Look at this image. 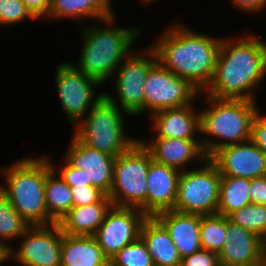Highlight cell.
I'll list each match as a JSON object with an SVG mask.
<instances>
[{"label": "cell", "instance_id": "1", "mask_svg": "<svg viewBox=\"0 0 266 266\" xmlns=\"http://www.w3.org/2000/svg\"><path fill=\"white\" fill-rule=\"evenodd\" d=\"M234 37L222 38L213 78L202 93L257 101L254 91L266 77V41L247 32Z\"/></svg>", "mask_w": 266, "mask_h": 266}, {"label": "cell", "instance_id": "2", "mask_svg": "<svg viewBox=\"0 0 266 266\" xmlns=\"http://www.w3.org/2000/svg\"><path fill=\"white\" fill-rule=\"evenodd\" d=\"M190 28L172 23L149 46L163 67L203 92L213 78L222 38Z\"/></svg>", "mask_w": 266, "mask_h": 266}, {"label": "cell", "instance_id": "3", "mask_svg": "<svg viewBox=\"0 0 266 266\" xmlns=\"http://www.w3.org/2000/svg\"><path fill=\"white\" fill-rule=\"evenodd\" d=\"M115 17L101 21V24H105L102 27L89 26L88 23L87 26H79L80 38L83 41L80 47V60L73 65L103 85L110 80L117 67L131 52H134L132 46L143 33V29L137 25L129 28L116 26Z\"/></svg>", "mask_w": 266, "mask_h": 266}, {"label": "cell", "instance_id": "4", "mask_svg": "<svg viewBox=\"0 0 266 266\" xmlns=\"http://www.w3.org/2000/svg\"><path fill=\"white\" fill-rule=\"evenodd\" d=\"M202 95L207 106L200 111V143L207 158L222 147L250 140L253 119L261 111L256 101Z\"/></svg>", "mask_w": 266, "mask_h": 266}, {"label": "cell", "instance_id": "5", "mask_svg": "<svg viewBox=\"0 0 266 266\" xmlns=\"http://www.w3.org/2000/svg\"><path fill=\"white\" fill-rule=\"evenodd\" d=\"M11 163L0 168L5 178V186L0 184L1 193L30 226L54 224L44 196L46 174L52 169L47 155L23 157Z\"/></svg>", "mask_w": 266, "mask_h": 266}, {"label": "cell", "instance_id": "6", "mask_svg": "<svg viewBox=\"0 0 266 266\" xmlns=\"http://www.w3.org/2000/svg\"><path fill=\"white\" fill-rule=\"evenodd\" d=\"M125 116L130 117L104 96L74 126L72 136L89 147L117 157L139 140L124 133Z\"/></svg>", "mask_w": 266, "mask_h": 266}, {"label": "cell", "instance_id": "7", "mask_svg": "<svg viewBox=\"0 0 266 266\" xmlns=\"http://www.w3.org/2000/svg\"><path fill=\"white\" fill-rule=\"evenodd\" d=\"M152 161L149 151L139 140L115 158L108 195L113 206L138 208L147 215L146 178Z\"/></svg>", "mask_w": 266, "mask_h": 266}, {"label": "cell", "instance_id": "8", "mask_svg": "<svg viewBox=\"0 0 266 266\" xmlns=\"http://www.w3.org/2000/svg\"><path fill=\"white\" fill-rule=\"evenodd\" d=\"M220 181L221 174L209 158L198 168L182 171L174 210L198 215L216 214Z\"/></svg>", "mask_w": 266, "mask_h": 266}, {"label": "cell", "instance_id": "9", "mask_svg": "<svg viewBox=\"0 0 266 266\" xmlns=\"http://www.w3.org/2000/svg\"><path fill=\"white\" fill-rule=\"evenodd\" d=\"M142 52V53H141ZM157 62L156 53L147 46L138 53H131L115 71L114 89L116 97L105 93V97L128 115L135 117L144 113V83L148 70Z\"/></svg>", "mask_w": 266, "mask_h": 266}, {"label": "cell", "instance_id": "10", "mask_svg": "<svg viewBox=\"0 0 266 266\" xmlns=\"http://www.w3.org/2000/svg\"><path fill=\"white\" fill-rule=\"evenodd\" d=\"M55 67L53 78L58 100L67 120L75 126L105 96L95 90L102 84L78 70L73 63L61 62Z\"/></svg>", "mask_w": 266, "mask_h": 266}, {"label": "cell", "instance_id": "11", "mask_svg": "<svg viewBox=\"0 0 266 266\" xmlns=\"http://www.w3.org/2000/svg\"><path fill=\"white\" fill-rule=\"evenodd\" d=\"M200 91L158 61L148 70L144 83V113L193 104Z\"/></svg>", "mask_w": 266, "mask_h": 266}, {"label": "cell", "instance_id": "12", "mask_svg": "<svg viewBox=\"0 0 266 266\" xmlns=\"http://www.w3.org/2000/svg\"><path fill=\"white\" fill-rule=\"evenodd\" d=\"M19 246L8 250V261L19 266H61L62 231L58 223L30 226Z\"/></svg>", "mask_w": 266, "mask_h": 266}, {"label": "cell", "instance_id": "13", "mask_svg": "<svg viewBox=\"0 0 266 266\" xmlns=\"http://www.w3.org/2000/svg\"><path fill=\"white\" fill-rule=\"evenodd\" d=\"M147 217L138 208L112 205L93 237L110 260L123 247L140 238Z\"/></svg>", "mask_w": 266, "mask_h": 266}, {"label": "cell", "instance_id": "14", "mask_svg": "<svg viewBox=\"0 0 266 266\" xmlns=\"http://www.w3.org/2000/svg\"><path fill=\"white\" fill-rule=\"evenodd\" d=\"M209 159L221 176L246 179L266 176V154L251 140L222 147Z\"/></svg>", "mask_w": 266, "mask_h": 266}, {"label": "cell", "instance_id": "15", "mask_svg": "<svg viewBox=\"0 0 266 266\" xmlns=\"http://www.w3.org/2000/svg\"><path fill=\"white\" fill-rule=\"evenodd\" d=\"M67 147L64 158L73 167L85 170L87 181L109 195L116 157L89 147L77 141L73 136Z\"/></svg>", "mask_w": 266, "mask_h": 266}, {"label": "cell", "instance_id": "16", "mask_svg": "<svg viewBox=\"0 0 266 266\" xmlns=\"http://www.w3.org/2000/svg\"><path fill=\"white\" fill-rule=\"evenodd\" d=\"M149 151L152 160L179 170L186 171L187 165L193 161L202 164L207 156L198 139L152 138L139 139ZM191 161V162H190Z\"/></svg>", "mask_w": 266, "mask_h": 266}, {"label": "cell", "instance_id": "17", "mask_svg": "<svg viewBox=\"0 0 266 266\" xmlns=\"http://www.w3.org/2000/svg\"><path fill=\"white\" fill-rule=\"evenodd\" d=\"M218 255L221 266H260L263 263V239L227 218L226 241Z\"/></svg>", "mask_w": 266, "mask_h": 266}, {"label": "cell", "instance_id": "18", "mask_svg": "<svg viewBox=\"0 0 266 266\" xmlns=\"http://www.w3.org/2000/svg\"><path fill=\"white\" fill-rule=\"evenodd\" d=\"M180 174L175 168L155 161L150 163L146 178L148 217H154L162 211L174 210Z\"/></svg>", "mask_w": 266, "mask_h": 266}, {"label": "cell", "instance_id": "19", "mask_svg": "<svg viewBox=\"0 0 266 266\" xmlns=\"http://www.w3.org/2000/svg\"><path fill=\"white\" fill-rule=\"evenodd\" d=\"M194 103L179 108L163 109L149 116L155 138H200V111ZM198 134V136H196ZM196 136V137H195Z\"/></svg>", "mask_w": 266, "mask_h": 266}, {"label": "cell", "instance_id": "20", "mask_svg": "<svg viewBox=\"0 0 266 266\" xmlns=\"http://www.w3.org/2000/svg\"><path fill=\"white\" fill-rule=\"evenodd\" d=\"M154 217L168 231L181 258L202 250L200 242L201 215L166 210Z\"/></svg>", "mask_w": 266, "mask_h": 266}, {"label": "cell", "instance_id": "21", "mask_svg": "<svg viewBox=\"0 0 266 266\" xmlns=\"http://www.w3.org/2000/svg\"><path fill=\"white\" fill-rule=\"evenodd\" d=\"M112 202L106 195L100 202L72 207L58 222L63 234L93 236L104 221Z\"/></svg>", "mask_w": 266, "mask_h": 266}, {"label": "cell", "instance_id": "22", "mask_svg": "<svg viewBox=\"0 0 266 266\" xmlns=\"http://www.w3.org/2000/svg\"><path fill=\"white\" fill-rule=\"evenodd\" d=\"M111 3L112 0H51L47 18L50 20L70 18L81 26L86 19L98 20L100 24V21L116 16Z\"/></svg>", "mask_w": 266, "mask_h": 266}, {"label": "cell", "instance_id": "23", "mask_svg": "<svg viewBox=\"0 0 266 266\" xmlns=\"http://www.w3.org/2000/svg\"><path fill=\"white\" fill-rule=\"evenodd\" d=\"M140 238L146 244L154 266H177L181 264L182 258L168 231L155 217H147L144 221Z\"/></svg>", "mask_w": 266, "mask_h": 266}, {"label": "cell", "instance_id": "24", "mask_svg": "<svg viewBox=\"0 0 266 266\" xmlns=\"http://www.w3.org/2000/svg\"><path fill=\"white\" fill-rule=\"evenodd\" d=\"M61 266H109V259L93 236L62 233Z\"/></svg>", "mask_w": 266, "mask_h": 266}, {"label": "cell", "instance_id": "25", "mask_svg": "<svg viewBox=\"0 0 266 266\" xmlns=\"http://www.w3.org/2000/svg\"><path fill=\"white\" fill-rule=\"evenodd\" d=\"M44 196L49 217L55 223L73 207L70 186L53 168L46 174Z\"/></svg>", "mask_w": 266, "mask_h": 266}, {"label": "cell", "instance_id": "26", "mask_svg": "<svg viewBox=\"0 0 266 266\" xmlns=\"http://www.w3.org/2000/svg\"><path fill=\"white\" fill-rule=\"evenodd\" d=\"M250 179L221 176L217 214L228 216L251 203Z\"/></svg>", "mask_w": 266, "mask_h": 266}, {"label": "cell", "instance_id": "27", "mask_svg": "<svg viewBox=\"0 0 266 266\" xmlns=\"http://www.w3.org/2000/svg\"><path fill=\"white\" fill-rule=\"evenodd\" d=\"M29 227L30 224L20 216L0 191V244L8 250L11 247L8 242L20 238Z\"/></svg>", "mask_w": 266, "mask_h": 266}, {"label": "cell", "instance_id": "28", "mask_svg": "<svg viewBox=\"0 0 266 266\" xmlns=\"http://www.w3.org/2000/svg\"><path fill=\"white\" fill-rule=\"evenodd\" d=\"M227 236V217L220 214L201 215L200 242L203 250L219 253Z\"/></svg>", "mask_w": 266, "mask_h": 266}, {"label": "cell", "instance_id": "29", "mask_svg": "<svg viewBox=\"0 0 266 266\" xmlns=\"http://www.w3.org/2000/svg\"><path fill=\"white\" fill-rule=\"evenodd\" d=\"M228 220L251 232L263 240L266 238V205L250 203L227 216Z\"/></svg>", "mask_w": 266, "mask_h": 266}, {"label": "cell", "instance_id": "30", "mask_svg": "<svg viewBox=\"0 0 266 266\" xmlns=\"http://www.w3.org/2000/svg\"><path fill=\"white\" fill-rule=\"evenodd\" d=\"M109 266H154V263L146 244L139 238L111 257Z\"/></svg>", "mask_w": 266, "mask_h": 266}, {"label": "cell", "instance_id": "31", "mask_svg": "<svg viewBox=\"0 0 266 266\" xmlns=\"http://www.w3.org/2000/svg\"><path fill=\"white\" fill-rule=\"evenodd\" d=\"M27 19L37 20L22 0H0V27L16 25Z\"/></svg>", "mask_w": 266, "mask_h": 266}, {"label": "cell", "instance_id": "32", "mask_svg": "<svg viewBox=\"0 0 266 266\" xmlns=\"http://www.w3.org/2000/svg\"><path fill=\"white\" fill-rule=\"evenodd\" d=\"M52 168L61 176V178L70 186V187H81L85 185H91L90 181H87V176L85 170H79L73 167L65 158H63V164L56 166L54 161L50 159ZM59 170V171H58Z\"/></svg>", "mask_w": 266, "mask_h": 266}, {"label": "cell", "instance_id": "33", "mask_svg": "<svg viewBox=\"0 0 266 266\" xmlns=\"http://www.w3.org/2000/svg\"><path fill=\"white\" fill-rule=\"evenodd\" d=\"M73 207L100 202L106 194L92 185L70 187Z\"/></svg>", "mask_w": 266, "mask_h": 266}, {"label": "cell", "instance_id": "34", "mask_svg": "<svg viewBox=\"0 0 266 266\" xmlns=\"http://www.w3.org/2000/svg\"><path fill=\"white\" fill-rule=\"evenodd\" d=\"M182 266H221L216 252L200 250L181 259Z\"/></svg>", "mask_w": 266, "mask_h": 266}, {"label": "cell", "instance_id": "35", "mask_svg": "<svg viewBox=\"0 0 266 266\" xmlns=\"http://www.w3.org/2000/svg\"><path fill=\"white\" fill-rule=\"evenodd\" d=\"M250 140L266 154V116L260 111L253 119Z\"/></svg>", "mask_w": 266, "mask_h": 266}, {"label": "cell", "instance_id": "36", "mask_svg": "<svg viewBox=\"0 0 266 266\" xmlns=\"http://www.w3.org/2000/svg\"><path fill=\"white\" fill-rule=\"evenodd\" d=\"M249 196L251 203L266 205V176L250 179Z\"/></svg>", "mask_w": 266, "mask_h": 266}, {"label": "cell", "instance_id": "37", "mask_svg": "<svg viewBox=\"0 0 266 266\" xmlns=\"http://www.w3.org/2000/svg\"><path fill=\"white\" fill-rule=\"evenodd\" d=\"M22 1L36 19L38 20L42 18L47 19L51 7V0H22Z\"/></svg>", "mask_w": 266, "mask_h": 266}, {"label": "cell", "instance_id": "38", "mask_svg": "<svg viewBox=\"0 0 266 266\" xmlns=\"http://www.w3.org/2000/svg\"><path fill=\"white\" fill-rule=\"evenodd\" d=\"M236 10L243 11L245 13H258L264 11L263 7L266 5V0H230Z\"/></svg>", "mask_w": 266, "mask_h": 266}, {"label": "cell", "instance_id": "39", "mask_svg": "<svg viewBox=\"0 0 266 266\" xmlns=\"http://www.w3.org/2000/svg\"><path fill=\"white\" fill-rule=\"evenodd\" d=\"M8 262V253L7 250L0 244V266Z\"/></svg>", "mask_w": 266, "mask_h": 266}, {"label": "cell", "instance_id": "40", "mask_svg": "<svg viewBox=\"0 0 266 266\" xmlns=\"http://www.w3.org/2000/svg\"><path fill=\"white\" fill-rule=\"evenodd\" d=\"M263 263L266 265V238L263 240Z\"/></svg>", "mask_w": 266, "mask_h": 266}, {"label": "cell", "instance_id": "41", "mask_svg": "<svg viewBox=\"0 0 266 266\" xmlns=\"http://www.w3.org/2000/svg\"><path fill=\"white\" fill-rule=\"evenodd\" d=\"M144 6L146 7L150 5L151 3L155 2L156 0H139ZM158 1V0H157Z\"/></svg>", "mask_w": 266, "mask_h": 266}]
</instances>
